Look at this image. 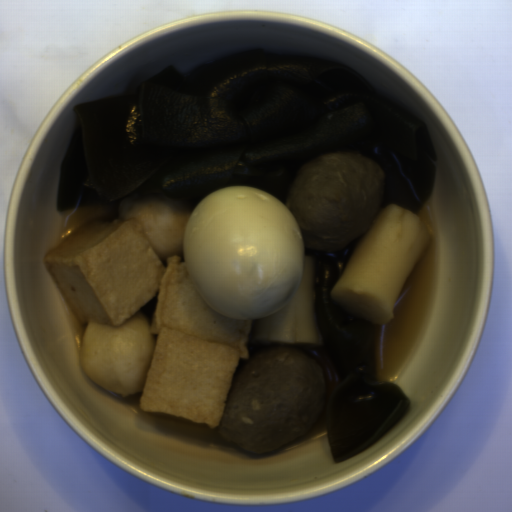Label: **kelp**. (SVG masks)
<instances>
[{"label": "kelp", "mask_w": 512, "mask_h": 512, "mask_svg": "<svg viewBox=\"0 0 512 512\" xmlns=\"http://www.w3.org/2000/svg\"><path fill=\"white\" fill-rule=\"evenodd\" d=\"M58 212L167 197L192 213L215 191L254 187L283 204L299 171L351 153L384 172V209L415 213L439 160L427 123L344 62L250 49L174 65L137 91L77 104Z\"/></svg>", "instance_id": "obj_1"}, {"label": "kelp", "mask_w": 512, "mask_h": 512, "mask_svg": "<svg viewBox=\"0 0 512 512\" xmlns=\"http://www.w3.org/2000/svg\"><path fill=\"white\" fill-rule=\"evenodd\" d=\"M362 235L342 250L304 251L314 257V309L322 344L303 342L321 367L326 387L325 425L335 463L381 438L411 402L395 383H380L374 323L339 306L331 297Z\"/></svg>", "instance_id": "obj_2"}]
</instances>
